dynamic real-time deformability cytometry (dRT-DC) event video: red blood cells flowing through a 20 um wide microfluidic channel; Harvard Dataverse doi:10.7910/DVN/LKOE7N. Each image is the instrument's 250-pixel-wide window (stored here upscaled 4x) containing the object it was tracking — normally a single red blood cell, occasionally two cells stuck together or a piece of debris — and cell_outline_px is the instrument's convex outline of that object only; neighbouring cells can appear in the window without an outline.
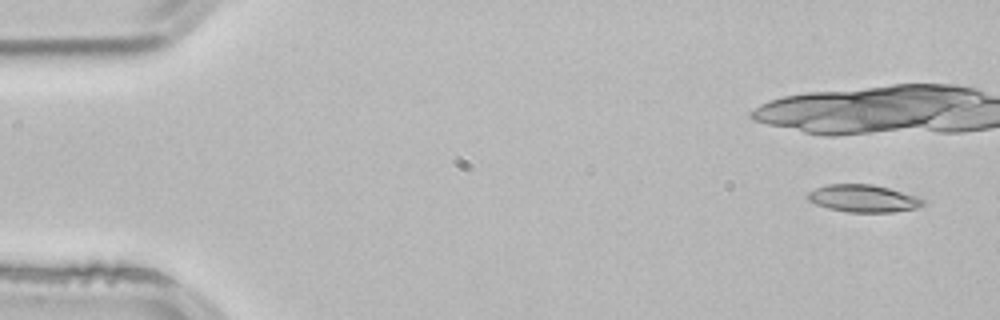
{"species": "common noctule bat (a hibernating species)", "species_latin": "Nyctalus noctula", "temperature_condition": "room temperature", "stored_images_in_passage": 6, "camera_frame_rate_fps": 3000, "um_per_image_px": 0.085, "animal": {"sex": "male", "body_mass_g": 21.5, "forearm_length_mm": 52.0}, "frame": {"image": 1, "passage_image": 1, "time_ms": 0.0, "image_size_px": [1000, 320], "cell_outline_px": [[924, 204], [920, 208], [892, 212], [848, 212], [828, 208], [816, 204], [808, 200], [804, 196], [808, 192], [824, 184], [872, 184], [920, 196], [924, 200]], "centroid_in_image_um": [73.39, 16.86], "position_along_channel_um": 11.6, "area_um2": 18.67}}
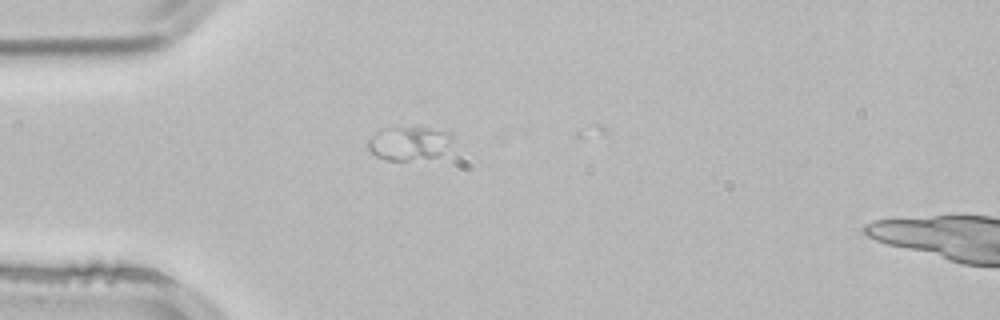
{"frame": {"image": 2, "passage_image": 5, "time_ms": 1.333, "image_size_px": [1000, 320], "cell_outline_px": [[452, 140], [436, 156], [408, 160], [388, 160], [376, 156], [368, 148], [368, 140], [376, 132], [384, 128], [428, 128], [452, 132]], "centroid_in_image_um": [34.73, 12.16], "position_along_channel_um": 50.3, "area_um2": 16.07}}